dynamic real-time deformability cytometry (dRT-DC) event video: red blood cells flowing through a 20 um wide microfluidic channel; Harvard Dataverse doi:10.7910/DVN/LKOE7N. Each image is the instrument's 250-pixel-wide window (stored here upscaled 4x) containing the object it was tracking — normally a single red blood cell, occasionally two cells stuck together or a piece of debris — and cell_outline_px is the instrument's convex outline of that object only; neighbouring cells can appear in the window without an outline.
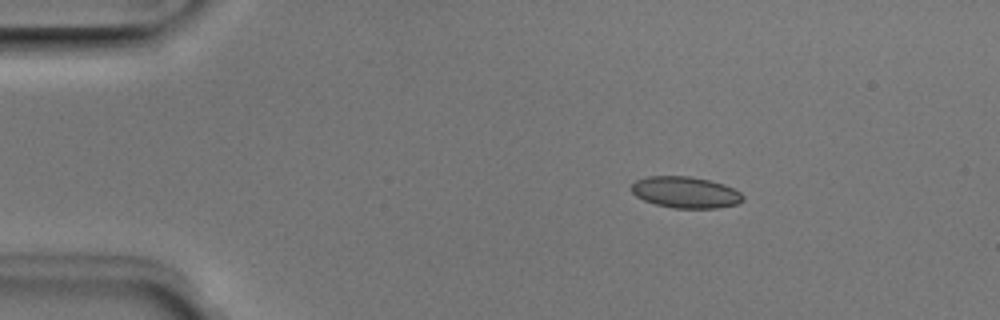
{"species": "Egyptian fruit bat (a non-hibernating species)", "species_latin": "Rousettus aegyptiacus", "temperature_condition": "room temperature", "stored_images_in_passage": 4, "camera_frame_rate_fps": 3000, "um_per_image_px": 0.085, "animal": {"sex": "male"}, "frame": {"image": 1, "passage_image": 3, "time_ms": 0.667, "image_size_px": [1000, 320], "cell_outline_px": [[744, 200], [736, 204], [716, 208], [672, 208], [656, 204], [644, 200], [636, 196], [628, 188], [636, 180], [648, 176], [688, 176], [708, 180], [724, 184], [740, 192], [744, 196]], "centroid_in_image_um": [58.24, 16.34], "position_along_channel_um": 26.8, "area_um2": 20.4}}